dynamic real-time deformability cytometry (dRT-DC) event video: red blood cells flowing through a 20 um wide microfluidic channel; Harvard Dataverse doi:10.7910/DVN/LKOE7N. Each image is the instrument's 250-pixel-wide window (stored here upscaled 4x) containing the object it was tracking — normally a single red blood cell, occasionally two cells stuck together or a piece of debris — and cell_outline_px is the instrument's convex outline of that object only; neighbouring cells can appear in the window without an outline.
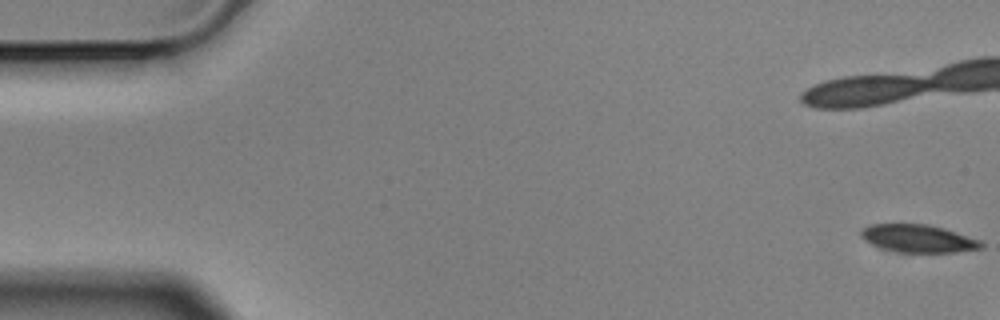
{"species": "Egyptian fruit bat (a non-hibernating species)", "species_latin": "Rousettus aegyptiacus", "temperature_condition": "cold", "stored_images_in_passage": 4, "camera_frame_rate_fps": 3000, "um_per_image_px": 0.085, "animal": {"sex": "male"}, "frame": {"image": 1, "passage_image": 1, "time_ms": 0.0, "image_size_px": [1000, 320], "cell_outline_px": [[984, 248], [956, 252], [896, 252], [872, 244], [864, 240], [860, 236], [860, 232], [868, 224], [928, 224], [944, 228], [980, 240], [984, 244]], "centroid_in_image_um": [78.06, 20.27], "position_along_channel_um": 6.9, "area_um2": 19.42}}